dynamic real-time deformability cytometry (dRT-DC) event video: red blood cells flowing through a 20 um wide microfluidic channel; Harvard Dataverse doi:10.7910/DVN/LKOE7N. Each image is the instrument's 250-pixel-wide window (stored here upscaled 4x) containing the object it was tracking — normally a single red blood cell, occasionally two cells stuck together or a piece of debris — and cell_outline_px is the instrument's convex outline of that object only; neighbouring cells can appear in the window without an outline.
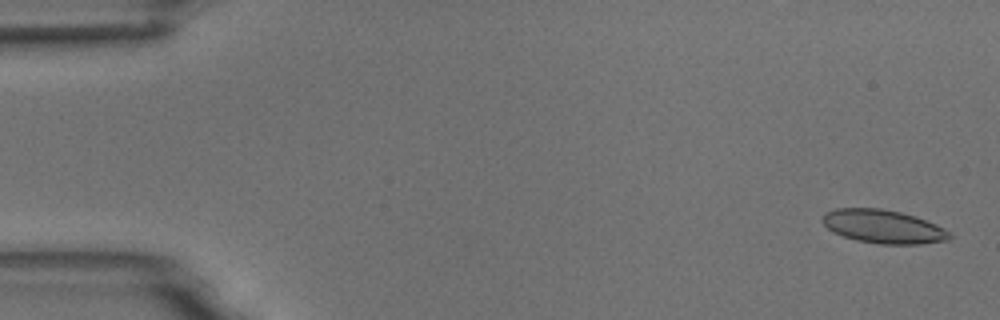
{"species": "common noctule bat (a hibernating species)", "species_latin": "Nyctalus noctula", "temperature_condition": "room temperature", "stored_images_in_passage": 5, "camera_frame_rate_fps": 3000, "um_per_image_px": 0.085, "animal": {"sex": "male", "body_mass_g": 18.8}, "frame": {"image": 1, "passage_image": 1, "time_ms": 0.0, "image_size_px": [1000, 320], "cell_outline_px": [[952, 236], [948, 240], [920, 244], [880, 244], [856, 240], [832, 232], [820, 220], [824, 212], [836, 208], [880, 208], [900, 212], [916, 216], [936, 224], [944, 228]], "centroid_in_image_um": [75.05, 19.25], "position_along_channel_um": 9.9, "area_um2": 24.91}}
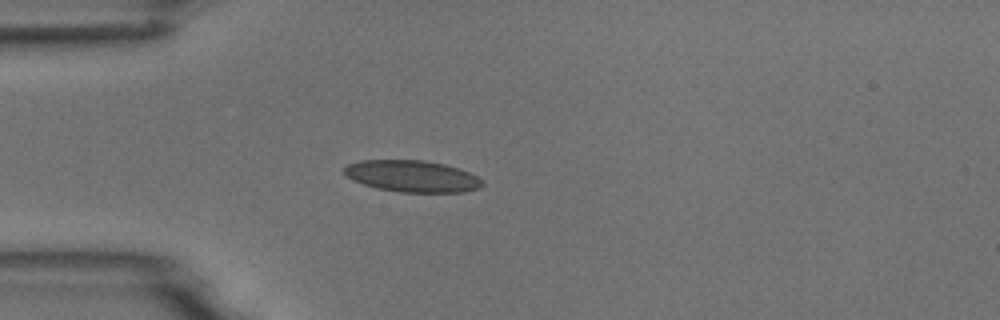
{"frame": {"image": 2, "passage_image": 4, "time_ms": 4.333, "image_size_px": [1000, 320], "cell_outline_px": [[484, 184], [480, 188], [464, 192], [400, 192], [376, 188], [352, 180], [344, 172], [344, 168], [348, 164], [360, 160], [424, 160], [444, 164], [468, 172], [484, 180]], "centroid_in_image_um": [35.05, 14.98], "position_along_channel_um": 50.0, "area_um2": 25.43}}